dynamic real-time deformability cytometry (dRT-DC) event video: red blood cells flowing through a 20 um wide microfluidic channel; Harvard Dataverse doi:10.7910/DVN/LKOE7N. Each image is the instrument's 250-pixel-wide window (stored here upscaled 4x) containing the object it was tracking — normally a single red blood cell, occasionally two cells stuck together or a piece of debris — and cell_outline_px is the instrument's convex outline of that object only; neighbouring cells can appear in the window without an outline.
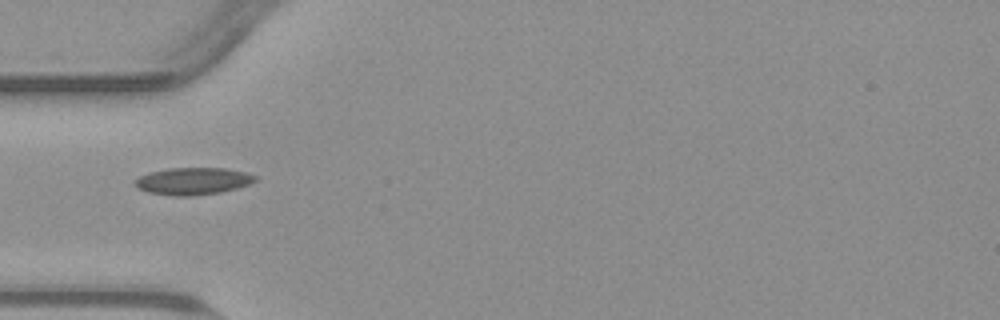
{"species": "common noctule bat (a hibernating species)", "species_latin": "Nyctalus noctula", "temperature_condition": "warm", "stored_images_in_passage": 38, "camera_frame_rate_fps": 3000, "um_per_image_px": 0.085, "animal": {"sex": "male", "body_mass_g": 23.1, "forearm_length_mm": 52.7}, "frame": {"image": 1, "passage_image": 1, "time_ms": 0.0, "image_size_px": [1000, 320], "cell_outline_px": [[256, 180], [248, 184], [236, 188], [220, 192], [192, 196], [172, 196], [148, 192], [136, 188], [136, 180], [140, 176], [148, 172], [168, 168], [224, 168], [244, 172], [256, 176]], "centroid_in_image_um": [16.37, 15.39], "position_along_channel_um": 68.6, "area_um2": 18.9}}
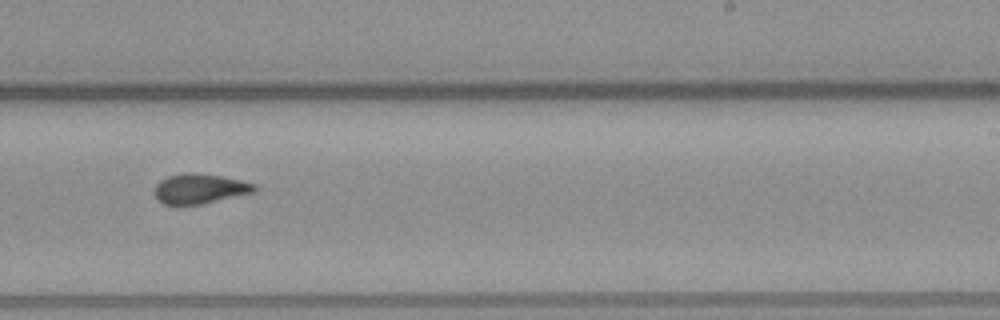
{"frame": {"image": 2, "passage_image": 17, "time_ms": 5.333, "image_size_px": [1000, 320], "cell_outline_px": [[256, 192], [200, 204], [164, 204], [156, 200], [156, 184], [160, 180], [168, 176], [184, 172], [196, 172], [220, 176], [240, 180], [256, 184]], "centroid_in_image_um": [16.98, 16.02], "position_along_channel_um": 272.0, "area_um2": 17.34}}
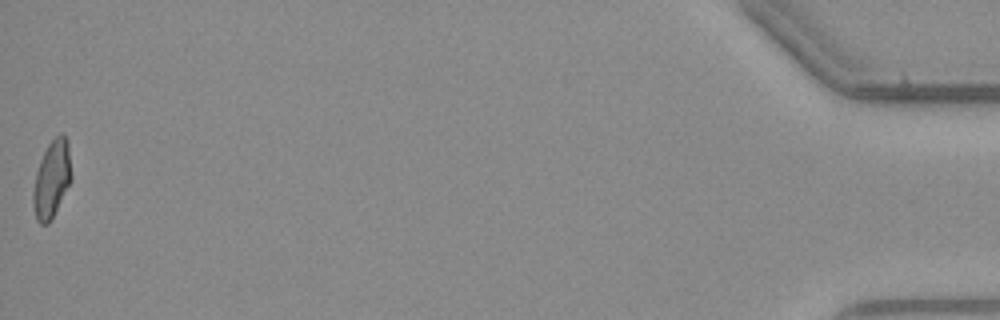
{"frame": {"image": 3, "passage_image": 38, "time_ms": 12.333, "image_size_px": [1000, 320], "cell_outline_px": [[72, 180], [48, 224], [40, 224], [36, 220], [32, 204], [32, 192], [36, 172], [40, 160], [48, 144], [60, 132], [64, 132], [68, 140], [72, 176]], "centroid_in_image_um": [4.4, 15.2], "position_along_channel_um": 430.8, "area_um2": 17.4}, "authors_computed_cell_mechanics": {"area_um2": 17.2533, "velocity_mm_per_s": 3.799, "shape_relaxation_time_tau1_ms": 5.5247, "shape_relaxation_time_tau2_ms": 0.5271, "deformation_change_tau1": 0.169, "deformation_change_tau2": 0.0601}}